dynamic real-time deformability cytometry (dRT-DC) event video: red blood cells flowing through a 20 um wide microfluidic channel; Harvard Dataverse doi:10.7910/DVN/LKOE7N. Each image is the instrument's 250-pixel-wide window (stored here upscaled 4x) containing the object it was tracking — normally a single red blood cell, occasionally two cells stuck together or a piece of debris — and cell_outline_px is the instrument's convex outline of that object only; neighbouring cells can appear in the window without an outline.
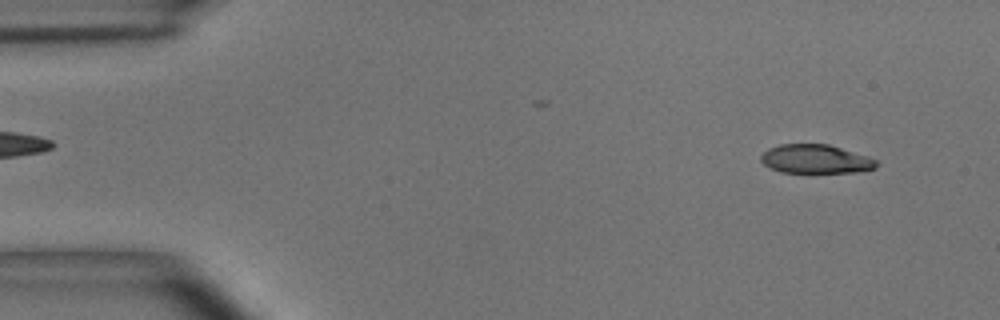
{"species": "common noctule bat (a hibernating species)", "species_latin": "Nyctalus noctula", "temperature_condition": "room temperature", "stored_images_in_passage": 53, "camera_frame_rate_fps": 3000, "um_per_image_px": 0.085, "animal": {"sex": "male", "body_mass_g": 15.6}, "frame": {"image": 1, "passage_image": 4, "time_ms": 1.0, "image_size_px": [1000, 320], "cell_outline_px": [[876, 168], [856, 172], [780, 172], [768, 168], [760, 160], [760, 156], [768, 148], [780, 144], [828, 144], [868, 156], [876, 160]], "centroid_in_image_um": [69.29, 13.51], "position_along_channel_um": 15.7, "area_um2": 19.36}}
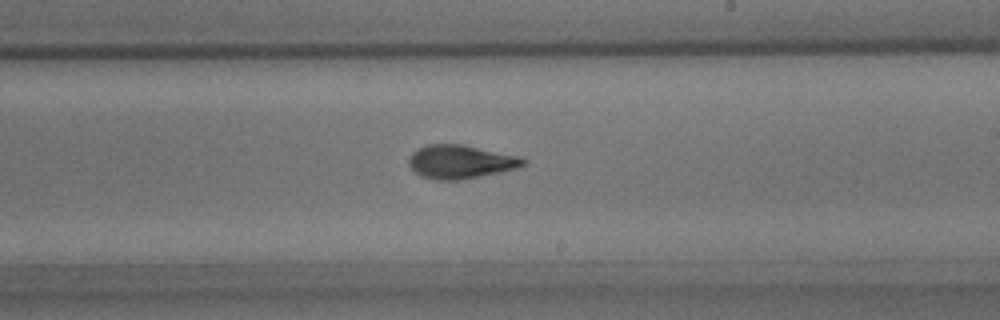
{"frame": {"image": 2, "passage_image": 31, "time_ms": 10.0, "image_size_px": [1000, 320], "cell_outline_px": [[528, 160], [524, 164], [516, 168], [500, 172], [456, 180], [436, 180], [420, 176], [408, 164], [408, 160], [412, 152], [428, 144], [464, 144], [520, 156]], "centroid_in_image_um": [39.15, 13.74], "position_along_channel_um": 249.9, "area_um2": 22.31}}
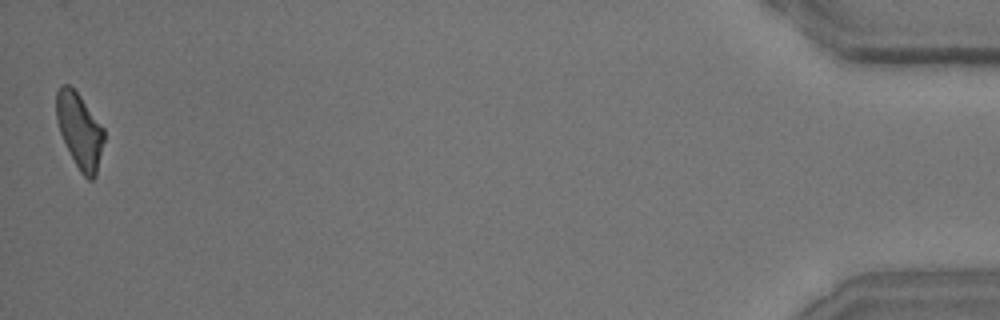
{"frame": {"image": 3, "passage_image": 53, "time_ms": 17.333, "image_size_px": [1000, 320], "cell_outline_px": [[104, 140], [96, 176], [92, 180], [88, 180], [80, 172], [60, 132], [56, 120], [56, 92], [60, 84], [68, 84], [80, 96], [104, 128]], "centroid_in_image_um": [6.77, 11.09], "position_along_channel_um": 428.4, "area_um2": 20.63}, "authors_computed_cell_mechanics": {"area_um2": 21.3282, "velocity_mm_per_s": 3.6824, "shape_relaxation_time_tau1_ms": 3.9995, "shape_relaxation_time_tau2_ms": 1.3285, "deformation_change_tau1": 0.1634, "deformation_change_tau2": 0.0777}}